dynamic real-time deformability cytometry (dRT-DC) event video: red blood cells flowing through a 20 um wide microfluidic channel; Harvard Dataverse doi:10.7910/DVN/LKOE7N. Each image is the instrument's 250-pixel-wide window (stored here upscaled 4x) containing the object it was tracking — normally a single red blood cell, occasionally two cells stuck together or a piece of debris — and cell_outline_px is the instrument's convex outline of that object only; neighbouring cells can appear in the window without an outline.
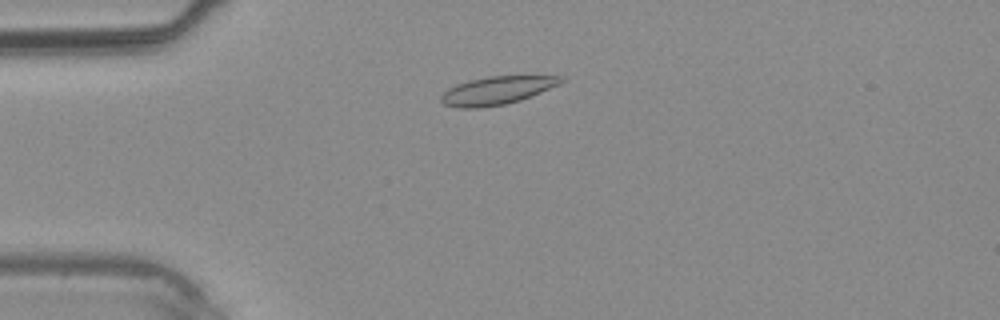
{"species": "common noctule bat (a hibernating species)", "species_latin": "Nyctalus noctula", "temperature_condition": "warm", "stored_images_in_passage": 34, "camera_frame_rate_fps": 3000, "um_per_image_px": 0.085, "animal": {"sex": "male", "body_mass_g": 20.4}, "frame": {"image": 1, "passage_image": 6, "time_ms": 1.667, "image_size_px": [1000, 320], "cell_outline_px": [[568, 80], [560, 84], [520, 100], [504, 104], [480, 108], [456, 108], [444, 104], [440, 100], [440, 96], [448, 88], [456, 84], [468, 80], [488, 76], [564, 76]], "centroid_in_image_um": [42.23, 7.68], "position_along_channel_um": 42.8, "area_um2": 19.71}}
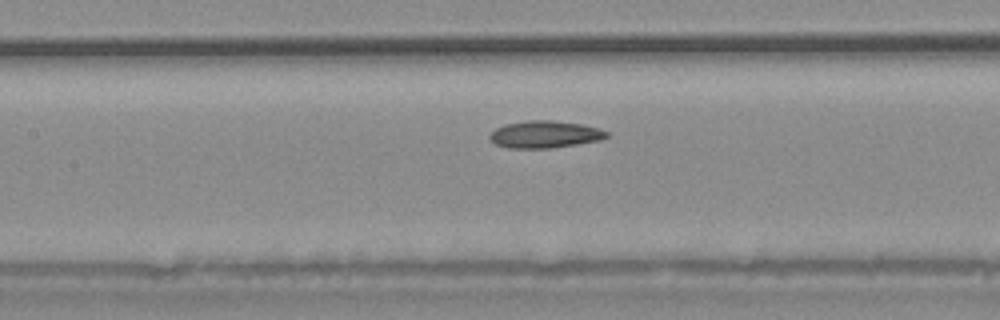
{"frame": {"image": 2, "passage_image": 14, "time_ms": 4.333, "image_size_px": [1000, 320], "cell_outline_px": [[608, 136], [600, 140], [552, 148], [508, 148], [496, 144], [488, 136], [496, 128], [504, 124], [528, 120], [552, 120], [584, 124], [600, 128], [608, 132]], "centroid_in_image_um": [46.33, 11.41], "position_along_channel_um": 161.1, "area_um2": 18.55}}
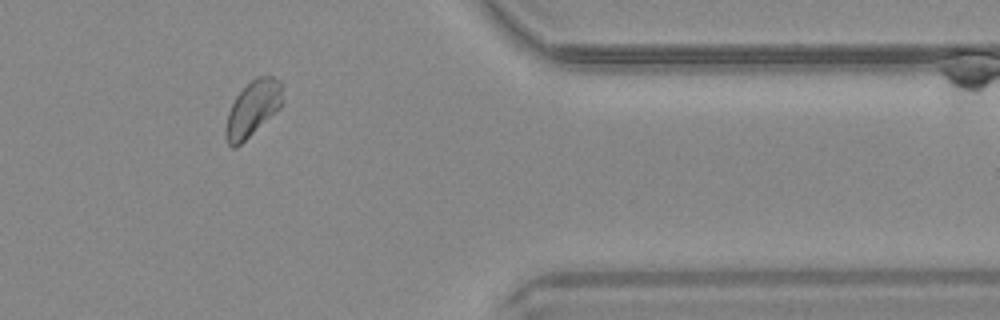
{"frame": {"image": 3, "passage_image": 28, "time_ms": 9.0, "image_size_px": [1000, 320], "cell_outline_px": [[284, 100], [280, 108], [236, 148], [232, 148], [228, 144], [224, 136], [224, 128], [228, 112], [236, 96], [256, 76], [272, 76], [280, 80]], "centroid_in_image_um": [21.47, 9.24], "position_along_channel_um": 389.9, "area_um2": 18.44}}